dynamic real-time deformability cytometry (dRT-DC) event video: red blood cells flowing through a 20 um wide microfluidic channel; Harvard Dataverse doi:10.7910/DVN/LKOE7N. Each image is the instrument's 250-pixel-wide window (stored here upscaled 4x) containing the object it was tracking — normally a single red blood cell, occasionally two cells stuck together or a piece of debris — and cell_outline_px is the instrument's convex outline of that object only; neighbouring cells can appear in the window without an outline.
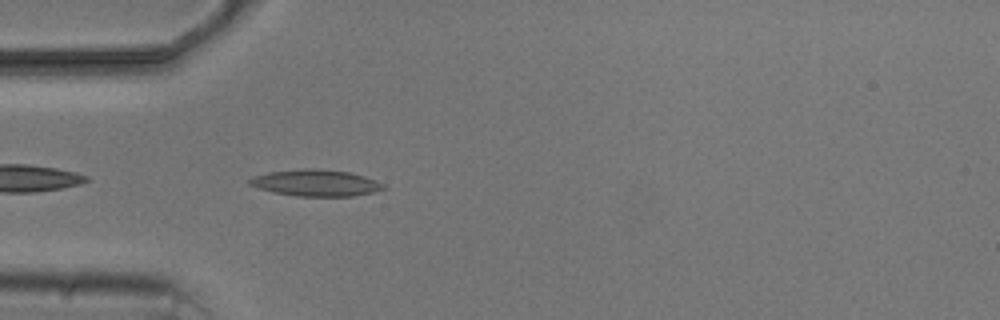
{"species": "common noctule bat (a hibernating species)", "species_latin": "Nyctalus noctula", "temperature_condition": "cold", "stored_images_in_passage": 2, "camera_frame_rate_fps": 3000, "um_per_image_px": 0.085, "animal": {"sex": "male", "body_mass_g": 20.5, "forearm_length_mm": 52.5}, "frame": {"image": 1, "passage_image": 2, "time_ms": 1.333, "image_size_px": [1000, 320], "cell_outline_px": [[388, 188], [372, 192], [352, 196], [296, 196], [272, 192], [248, 184], [248, 180], [252, 176], [268, 172], [304, 168], [312, 168], [348, 172], [364, 176], [376, 180], [384, 184]], "centroid_in_image_um": [26.83, 15.54], "position_along_channel_um": 58.2, "area_um2": 20.69}}